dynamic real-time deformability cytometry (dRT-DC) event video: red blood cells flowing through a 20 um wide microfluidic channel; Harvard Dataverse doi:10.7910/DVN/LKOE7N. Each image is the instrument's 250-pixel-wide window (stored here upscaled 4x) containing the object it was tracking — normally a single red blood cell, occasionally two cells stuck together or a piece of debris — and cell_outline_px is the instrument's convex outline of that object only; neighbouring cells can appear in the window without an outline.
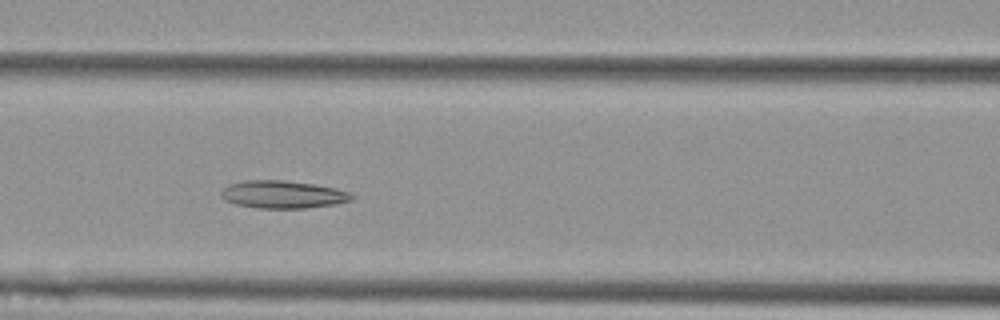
{"species": "Egyptian fruit bat (a non-hibernating species)", "species_latin": "Rousettus aegyptiacus", "temperature_condition": "cold", "stored_images_in_passage": 19, "camera_frame_rate_fps": 3000, "um_per_image_px": 0.085, "animal": {"sex": "female"}, "frame": {"image": 1, "passage_image": 16, "time_ms": 5.0, "image_size_px": [1000, 320], "cell_outline_px": [[356, 196], [352, 200], [336, 204], [304, 208], [256, 208], [236, 204], [224, 200], [220, 196], [220, 192], [228, 184], [244, 180], [280, 180], [312, 184], [336, 188], [348, 192]], "centroid_in_image_um": [24.02, 16.53], "position_along_channel_um": 142.6, "area_um2": 21.1}}